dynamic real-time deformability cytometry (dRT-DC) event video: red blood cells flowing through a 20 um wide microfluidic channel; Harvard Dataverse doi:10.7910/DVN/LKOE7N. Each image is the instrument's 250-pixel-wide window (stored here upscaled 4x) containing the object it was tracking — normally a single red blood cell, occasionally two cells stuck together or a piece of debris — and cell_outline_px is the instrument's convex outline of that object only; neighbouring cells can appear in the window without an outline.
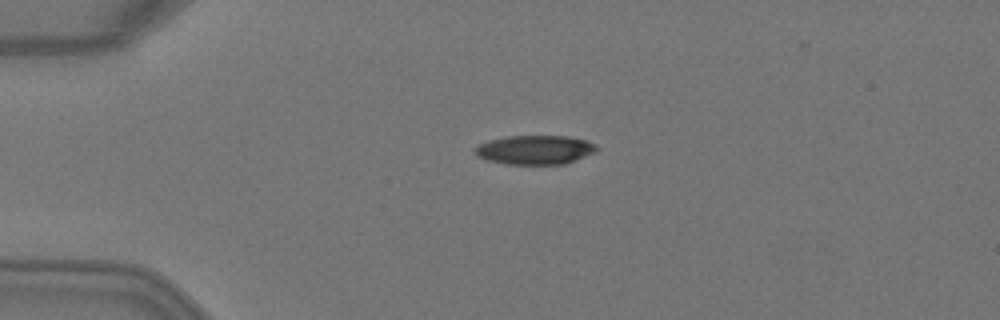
{"species": "Egyptian fruit bat (a non-hibernating species)", "species_latin": "Rousettus aegyptiacus", "temperature_condition": "warm", "stored_images_in_passage": 3, "camera_frame_rate_fps": 3000, "um_per_image_px": 0.085, "animal": {"sex": "female"}, "frame": {"image": 1, "passage_image": 2, "time_ms": 0.333, "image_size_px": [1000, 320], "cell_outline_px": [[600, 148], [596, 152], [564, 164], [504, 164], [488, 160], [476, 156], [472, 152], [472, 148], [476, 144], [488, 140], [504, 136], [568, 136], [584, 140]], "centroid_in_image_um": [45.38, 12.73], "position_along_channel_um": 39.6, "area_um2": 20.87}}